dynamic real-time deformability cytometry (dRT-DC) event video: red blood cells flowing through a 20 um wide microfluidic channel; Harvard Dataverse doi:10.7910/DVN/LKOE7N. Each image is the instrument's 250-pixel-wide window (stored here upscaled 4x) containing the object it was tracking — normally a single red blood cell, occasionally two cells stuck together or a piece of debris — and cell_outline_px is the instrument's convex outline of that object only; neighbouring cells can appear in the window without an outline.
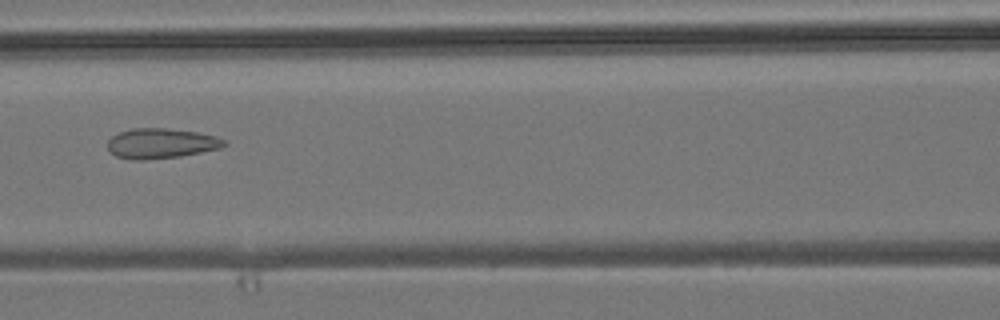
{"species": "common noctule bat (a hibernating species)", "species_latin": "Nyctalus noctula", "temperature_condition": "room temperature", "stored_images_in_passage": 5, "camera_frame_rate_fps": 3000, "um_per_image_px": 0.085, "animal": {"sex": "male", "body_mass_g": 19.2, "forearm_length_mm": 51.8}, "frame": {"image": 1, "passage_image": 5, "time_ms": 5.333, "image_size_px": [1000, 320], "cell_outline_px": [[228, 144], [220, 148], [180, 156], [144, 160], [132, 160], [116, 156], [108, 152], [108, 140], [112, 136], [120, 132], [132, 128], [168, 128], [196, 132], [216, 136], [224, 140]], "centroid_in_image_um": [13.66, 12.19], "position_along_channel_um": 152.9, "area_um2": 20.46}}